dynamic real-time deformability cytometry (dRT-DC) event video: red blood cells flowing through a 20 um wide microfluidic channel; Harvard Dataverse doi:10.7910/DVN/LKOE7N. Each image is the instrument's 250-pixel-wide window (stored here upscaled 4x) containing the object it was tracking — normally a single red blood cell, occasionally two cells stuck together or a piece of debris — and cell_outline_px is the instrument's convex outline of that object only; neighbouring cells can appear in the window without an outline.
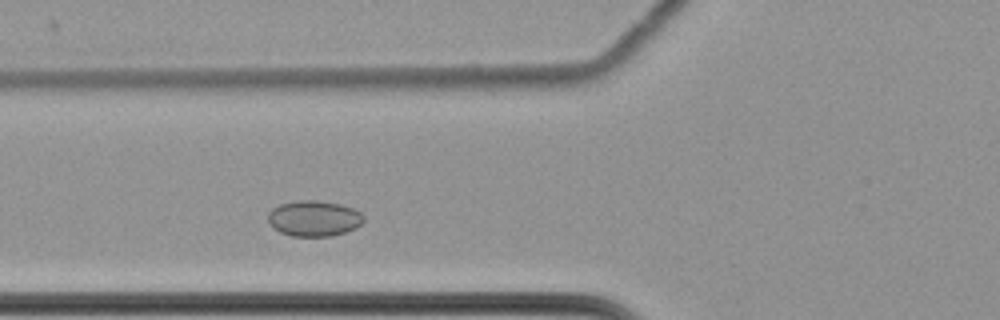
{"species": "common noctule bat (a hibernating species)", "species_latin": "Nyctalus noctula", "temperature_condition": "cold", "stored_images_in_passage": 40, "camera_frame_rate_fps": 3000, "um_per_image_px": 0.085, "animal": {"sex": "female", "body_mass_g": 22.7, "forearm_length_mm": 54.2}, "frame": {"image": 1, "passage_image": 11, "time_ms": 3.333, "image_size_px": [1000, 320], "cell_outline_px": [[364, 220], [356, 228], [332, 236], [292, 236], [280, 232], [272, 228], [268, 220], [268, 212], [272, 208], [280, 204], [296, 200], [316, 200], [340, 204], [352, 208], [360, 212], [364, 216]], "centroid_in_image_um": [26.66, 18.56], "position_along_channel_um": 99.1, "area_um2": 20.0}}
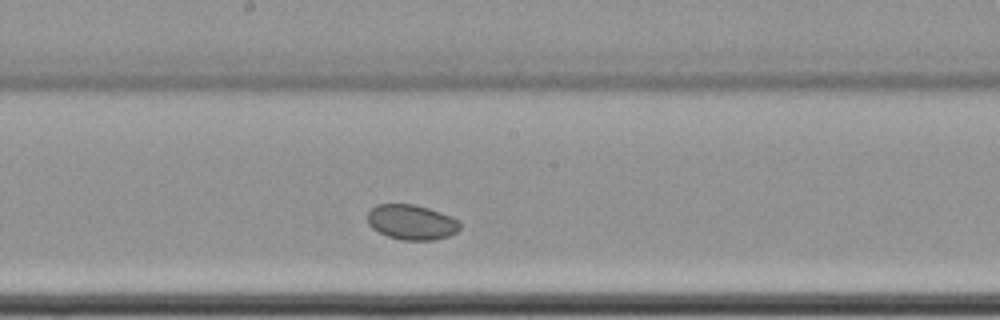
{"frame": {"image": 2, "passage_image": 21, "time_ms": 6.667, "image_size_px": [1000, 320], "cell_outline_px": [[460, 228], [456, 232], [448, 236], [432, 240], [404, 240], [388, 236], [372, 228], [368, 224], [368, 212], [376, 204], [412, 204], [428, 208], [452, 216], [460, 220]], "centroid_in_image_um": [35.0, 18.88], "position_along_channel_um": 213.2, "area_um2": 18.84}}
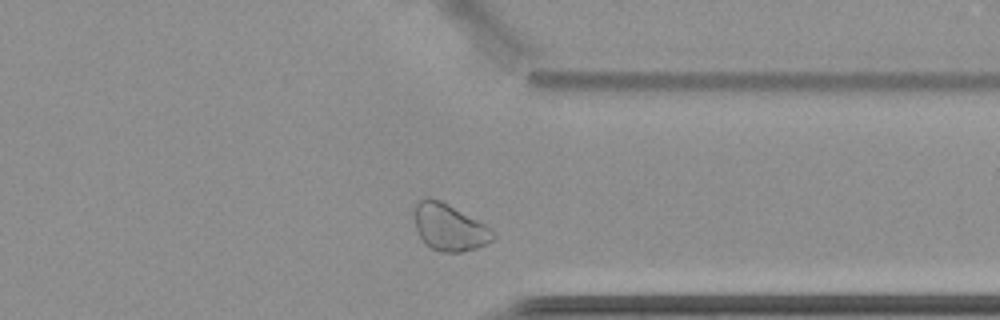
{"frame": {"image": 3, "passage_image": 35, "time_ms": 11.333, "image_size_px": [1000, 320], "cell_outline_px": [[496, 240], [488, 244], [476, 248], [460, 252], [440, 252], [432, 248], [420, 236], [416, 228], [416, 204], [424, 196], [428, 196], [440, 200], [448, 204], [492, 228], [496, 232]], "centroid_in_image_um": [38.26, 19.32], "position_along_channel_um": 373.1, "area_um2": 21.39}}